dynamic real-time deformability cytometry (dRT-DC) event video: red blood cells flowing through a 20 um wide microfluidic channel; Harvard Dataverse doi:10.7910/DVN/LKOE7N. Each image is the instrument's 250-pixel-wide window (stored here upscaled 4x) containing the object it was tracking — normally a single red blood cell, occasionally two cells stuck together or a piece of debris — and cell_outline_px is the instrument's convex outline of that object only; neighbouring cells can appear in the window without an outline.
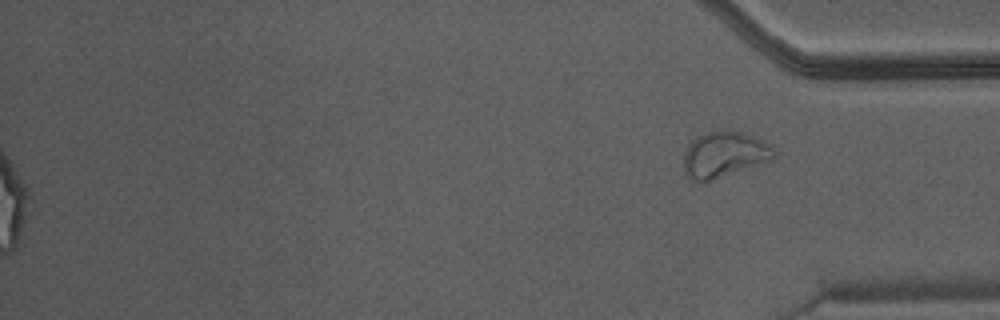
{"species": "Egyptian fruit bat (a non-hibernating species)", "species_latin": "Rousettus aegyptiacus", "temperature_condition": "warm", "stored_images_in_passage": 40, "camera_frame_rate_fps": 3000, "um_per_image_px": 0.085, "animal": {"sex": "male"}, "frame": {"image": 1, "passage_image": 40, "time_ms": 13.0, "image_size_px": [1000, 320], "cell_outline_px": [[776, 156], [768, 160], [712, 180], [692, 180], [684, 172], [684, 152], [692, 140], [696, 136], [708, 132], [740, 132], [760, 140], [768, 144], [772, 148]], "centroid_in_image_um": [61.49, 13.14], "position_along_channel_um": 373.7, "area_um2": 23.06}}